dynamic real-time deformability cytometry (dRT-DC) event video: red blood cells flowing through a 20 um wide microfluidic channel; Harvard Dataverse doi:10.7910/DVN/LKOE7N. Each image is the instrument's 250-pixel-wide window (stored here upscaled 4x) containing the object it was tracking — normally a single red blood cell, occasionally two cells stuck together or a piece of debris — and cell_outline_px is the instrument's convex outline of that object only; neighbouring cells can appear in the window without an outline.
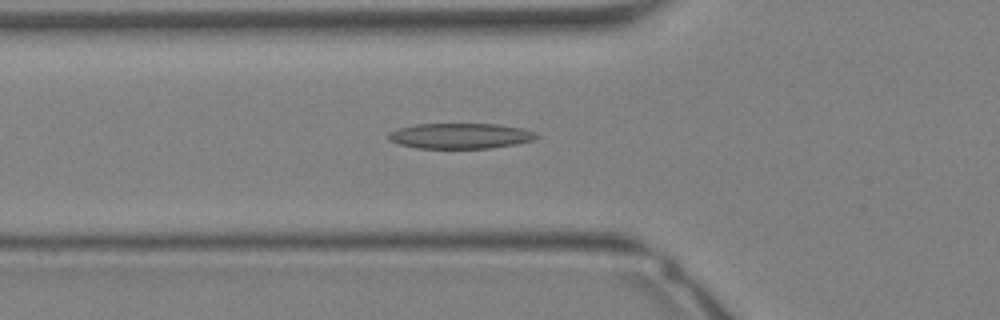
{"species": "Egyptian fruit bat (a non-hibernating species)", "species_latin": "Rousettus aegyptiacus", "temperature_condition": "warm", "stored_images_in_passage": 26, "camera_frame_rate_fps": 3000, "um_per_image_px": 0.085, "animal": {"sex": "female"}, "frame": {"image": 1, "passage_image": 5, "time_ms": 1.333, "image_size_px": [1000, 320], "cell_outline_px": [[540, 136], [536, 140], [516, 144], [492, 148], [416, 148], [400, 144], [388, 140], [388, 132], [400, 128], [416, 124], [500, 124], [524, 128], [536, 132]], "centroid_in_image_um": [39.19, 11.55], "position_along_channel_um": 86.6, "area_um2": 22.2}}
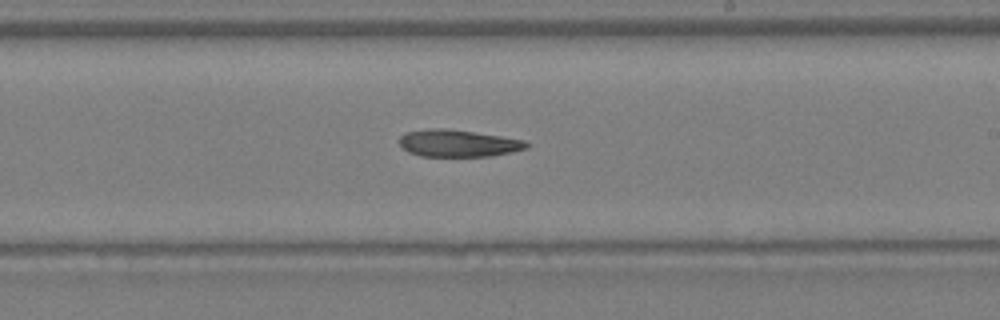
{"frame": {"image": 2, "passage_image": 13, "time_ms": 4.0, "image_size_px": [1000, 320], "cell_outline_px": [[528, 148], [512, 152], [492, 156], [420, 156], [408, 152], [400, 144], [400, 136], [404, 132], [432, 128], [444, 128], [500, 136], [524, 140], [528, 144]], "centroid_in_image_um": [38.92, 12.18], "position_along_channel_um": 250.1, "area_um2": 19.94}}
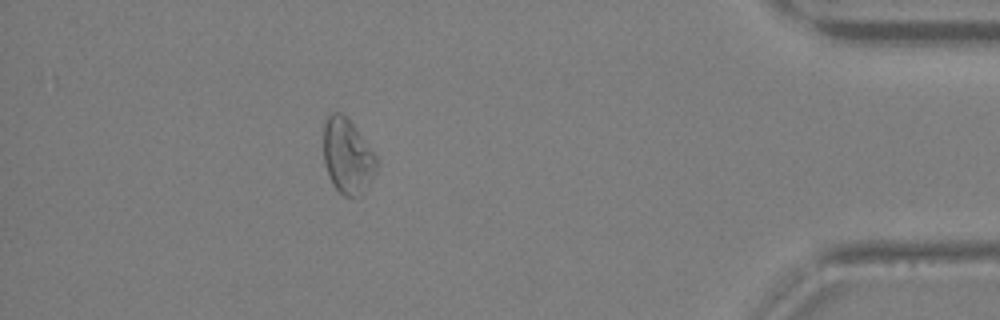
{"frame": {"image": 3, "passage_image": 23, "time_ms": 7.333, "image_size_px": [1000, 320], "cell_outline_px": [[376, 172], [356, 196], [344, 196], [332, 184], [324, 160], [324, 124], [328, 116], [332, 112], [340, 112], [352, 124], [376, 156]], "centroid_in_image_um": [29.5, 13.24], "position_along_channel_um": 405.7, "area_um2": 22.25}}